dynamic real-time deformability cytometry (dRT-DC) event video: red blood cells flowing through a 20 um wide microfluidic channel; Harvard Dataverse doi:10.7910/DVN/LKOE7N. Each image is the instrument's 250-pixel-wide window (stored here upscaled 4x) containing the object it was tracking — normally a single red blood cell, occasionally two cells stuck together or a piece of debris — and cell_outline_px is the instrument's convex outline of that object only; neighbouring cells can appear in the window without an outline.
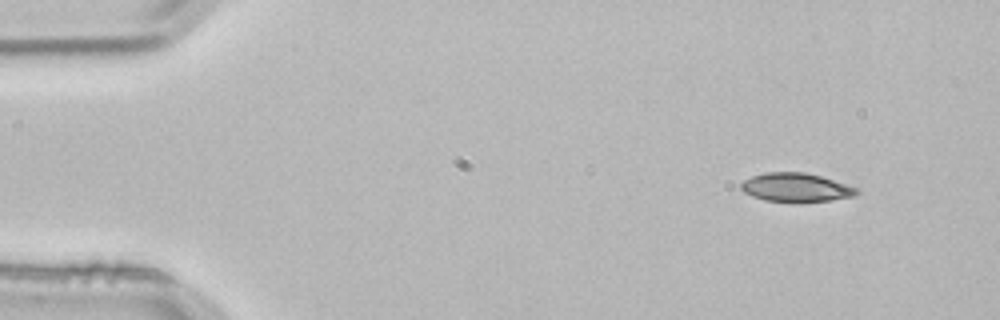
{"species": "common noctule bat (a hibernating species)", "species_latin": "Nyctalus noctula", "temperature_condition": "room temperature", "stored_images_in_passage": 3, "camera_frame_rate_fps": 3000, "um_per_image_px": 0.085, "animal": {"sex": "male", "body_mass_g": 21.5, "forearm_length_mm": 52.0}, "frame": {"image": 1, "passage_image": 1, "time_ms": 0.0, "image_size_px": [1000, 320], "cell_outline_px": [[860, 192], [852, 196], [804, 204], [792, 204], [764, 200], [752, 196], [744, 192], [740, 188], [740, 184], [744, 180], [752, 176], [764, 172], [804, 172], [820, 176], [860, 188]], "centroid_in_image_um": [67.64, 15.96], "position_along_channel_um": 17.4, "area_um2": 19.94}}
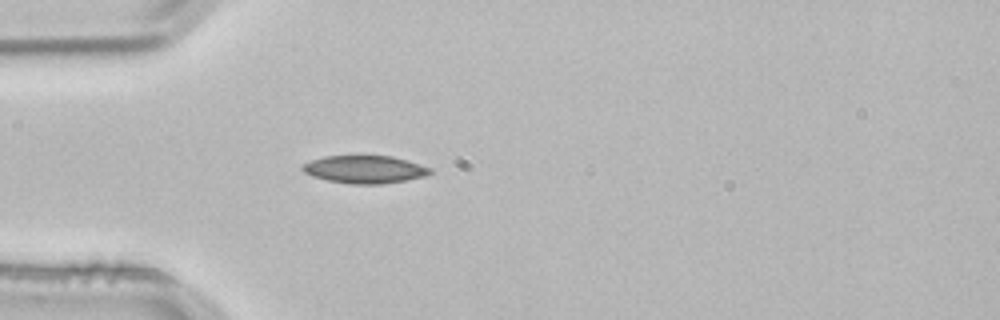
{"frame": {"image": 2, "passage_image": 3, "time_ms": 0.667, "image_size_px": [1000, 320], "cell_outline_px": [[432, 172], [424, 176], [404, 180], [380, 184], [352, 184], [328, 180], [312, 176], [304, 172], [300, 168], [304, 164], [312, 160], [324, 156], [356, 152], [392, 156], [432, 168]], "centroid_in_image_um": [30.96, 14.34], "position_along_channel_um": 54.0, "area_um2": 21.33}}